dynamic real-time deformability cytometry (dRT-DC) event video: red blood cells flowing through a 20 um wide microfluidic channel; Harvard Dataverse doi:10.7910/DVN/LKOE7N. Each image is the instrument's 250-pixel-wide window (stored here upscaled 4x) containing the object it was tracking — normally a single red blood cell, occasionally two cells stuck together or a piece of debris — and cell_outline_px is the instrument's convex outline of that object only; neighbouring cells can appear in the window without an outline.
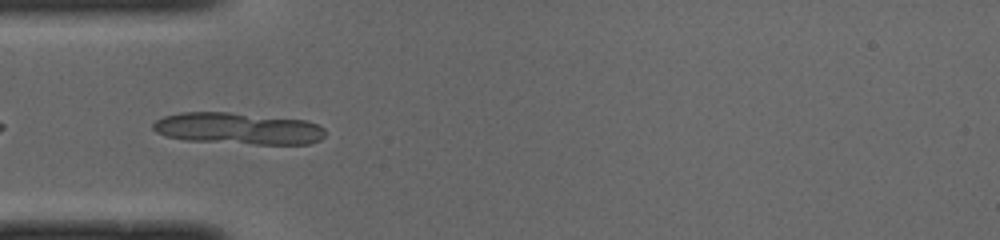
{"species": "common noctule bat (a hibernating species)", "species_latin": "Nyctalus noctula", "temperature_condition": "cold", "stored_images_in_passage": 50, "camera_frame_rate_fps": 3000, "um_per_image_px": 0.085, "animal": {"sex": "male", "body_mass_g": 19.0, "forearm_length_mm": 50.8}, "frame": {"image": 1, "passage_image": 15, "time_ms": 4.667, "image_size_px": [1000, 240], "cell_outline_px": [[324, 136], [320, 140], [308, 144], [256, 144], [188, 140], [168, 136], [156, 132], [152, 128], [152, 124], [156, 120], [164, 116], [180, 112], [228, 112], [304, 120], [316, 124], [324, 128]], "centroid_in_image_um": [20.23, 10.92], "position_along_channel_um": 64.8, "area_um2": 31.56}}
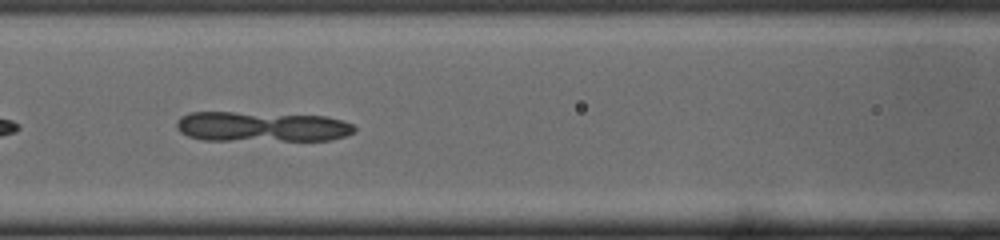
{"frame": {"image": 2, "passage_image": 21, "time_ms": 6.667, "image_size_px": [1000, 240], "cell_outline_px": [[356, 132], [332, 140], [204, 140], [188, 136], [180, 132], [176, 128], [176, 120], [180, 116], [188, 112], [232, 112], [324, 116], [340, 120], [352, 124], [356, 128]], "centroid_in_image_um": [22.2, 10.77], "position_along_channel_um": 144.4, "area_um2": 31.27}}